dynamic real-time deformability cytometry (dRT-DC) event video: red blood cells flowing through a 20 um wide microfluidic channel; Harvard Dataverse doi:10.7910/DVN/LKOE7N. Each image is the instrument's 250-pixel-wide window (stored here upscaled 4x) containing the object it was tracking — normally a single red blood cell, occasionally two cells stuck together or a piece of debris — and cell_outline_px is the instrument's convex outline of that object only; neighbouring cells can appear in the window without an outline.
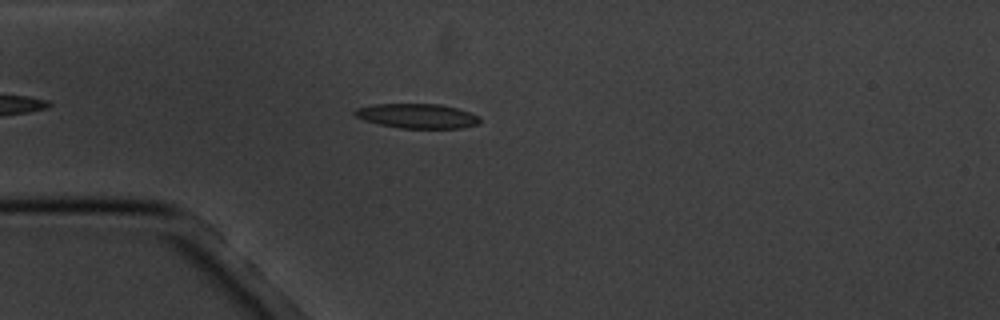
{"species": "common noctule bat (a hibernating species)", "species_latin": "Nyctalus noctula", "temperature_condition": "cold", "stored_images_in_passage": 2, "camera_frame_rate_fps": 3000, "um_per_image_px": 0.085, "animal": {"sex": "male", "body_mass_g": 20.1, "forearm_length_mm": 53.5}, "frame": {"image": 1, "passage_image": 2, "time_ms": 1.333, "image_size_px": [1000, 320], "cell_outline_px": [[480, 120], [476, 124], [464, 128], [400, 128], [380, 124], [364, 120], [356, 116], [352, 112], [356, 108], [376, 104], [440, 104], [456, 108], [480, 116]], "centroid_in_image_um": [35.46, 9.86], "position_along_channel_um": 49.5, "area_um2": 17.8}}